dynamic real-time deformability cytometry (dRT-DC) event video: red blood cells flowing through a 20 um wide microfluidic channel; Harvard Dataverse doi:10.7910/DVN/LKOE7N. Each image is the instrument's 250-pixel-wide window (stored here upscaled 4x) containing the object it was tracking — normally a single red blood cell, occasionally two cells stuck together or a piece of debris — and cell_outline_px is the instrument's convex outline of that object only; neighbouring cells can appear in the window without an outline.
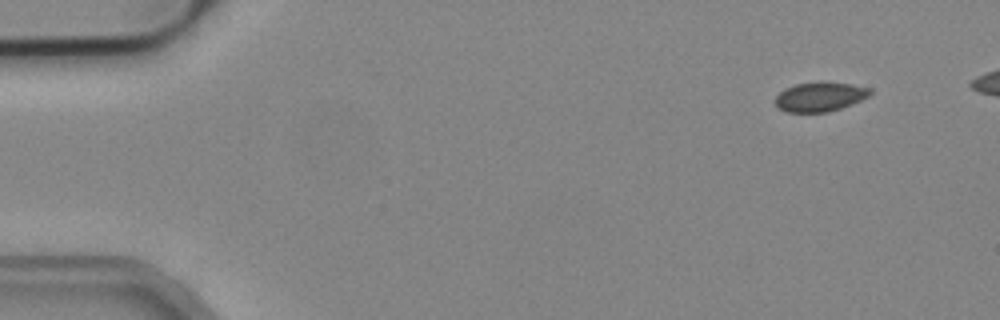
{"species": "common noctule bat (a hibernating species)", "species_latin": "Nyctalus noctula", "temperature_condition": "cold", "stored_images_in_passage": 45, "camera_frame_rate_fps": 3000, "um_per_image_px": 0.085, "animal": {"sex": "male", "body_mass_g": 19.2, "forearm_length_mm": 51.8}, "frame": {"image": 1, "passage_image": 1, "time_ms": 0.0, "image_size_px": [1000, 320], "cell_outline_px": [[872, 96], [852, 104], [828, 112], [788, 112], [780, 108], [772, 100], [784, 88], [796, 84], [820, 80], [852, 84], [872, 88]], "centroid_in_image_um": [69.73, 8.19], "position_along_channel_um": 15.3, "area_um2": 16.7}}
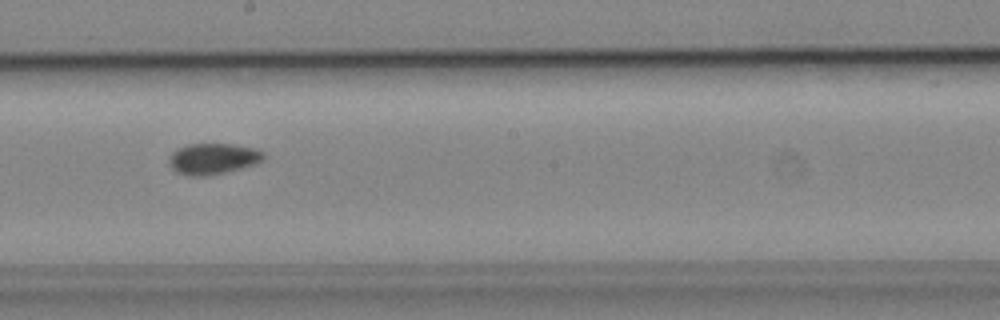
{"frame": {"image": 2, "passage_image": 26, "time_ms": 8.333, "image_size_px": [1000, 320], "cell_outline_px": [[264, 156], [256, 164], [208, 176], [188, 176], [176, 172], [168, 164], [168, 156], [176, 148], [188, 144], [232, 144], [256, 148], [264, 152]], "centroid_in_image_um": [18.05, 13.49], "position_along_channel_um": 230.2, "area_um2": 17.22}}
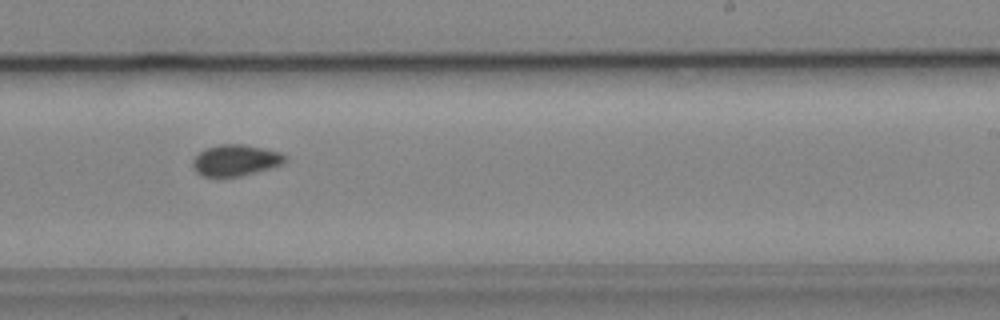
{"frame": {"image": 3, "passage_image": 29, "time_ms": 9.333, "image_size_px": [1000, 320], "cell_outline_px": [[288, 160], [280, 164], [268, 168], [240, 176], [200, 176], [192, 168], [192, 160], [204, 148], [220, 144], [244, 144], [264, 148], [280, 152]], "centroid_in_image_um": [19.97, 13.61], "position_along_channel_um": 269.0, "area_um2": 16.7}}